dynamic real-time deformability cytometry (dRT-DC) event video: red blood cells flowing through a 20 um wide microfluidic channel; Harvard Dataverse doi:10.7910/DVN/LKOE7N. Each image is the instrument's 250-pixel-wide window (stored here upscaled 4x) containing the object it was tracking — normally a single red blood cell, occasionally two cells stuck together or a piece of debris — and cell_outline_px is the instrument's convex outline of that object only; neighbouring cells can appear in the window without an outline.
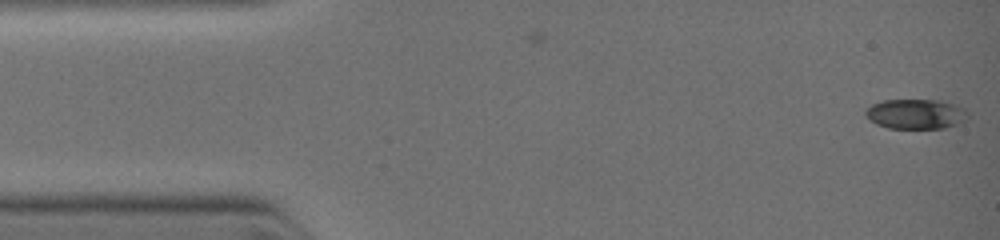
{"species": "common noctule bat (a hibernating species)", "species_latin": "Nyctalus noctula", "temperature_condition": "warm", "stored_images_in_passage": 3, "camera_frame_rate_fps": 3000, "um_per_image_px": 0.085, "animal": {"sex": "female", "body_mass_g": 19.0, "forearm_length_mm": 51.5}, "frame": {"image": 1, "passage_image": 3, "time_ms": 0.333, "image_size_px": [1000, 240], "cell_outline_px": [[968, 116], [964, 120], [956, 124], [944, 128], [888, 128], [876, 124], [864, 116], [864, 112], [872, 104], [884, 100], [940, 100], [964, 108], [968, 112]], "centroid_in_image_um": [77.81, 9.69], "position_along_channel_um": 7.2, "area_um2": 17.74}}